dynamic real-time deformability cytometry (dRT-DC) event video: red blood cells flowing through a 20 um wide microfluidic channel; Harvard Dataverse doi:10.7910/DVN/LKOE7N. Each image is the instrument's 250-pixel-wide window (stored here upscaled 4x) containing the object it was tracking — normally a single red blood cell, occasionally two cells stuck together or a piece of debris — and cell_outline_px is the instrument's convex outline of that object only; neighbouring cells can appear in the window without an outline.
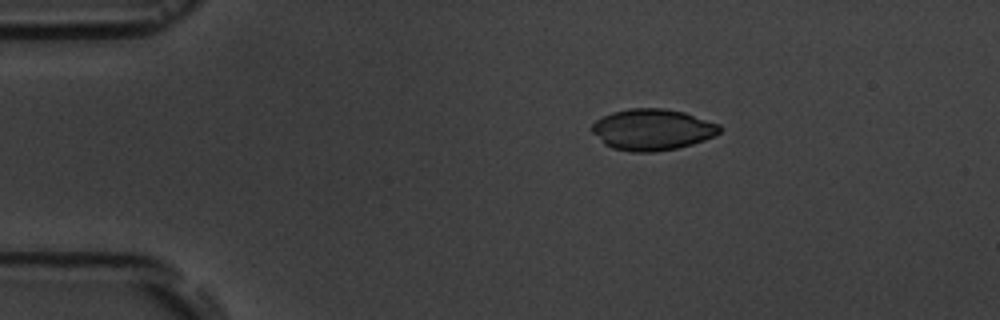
{"species": "common noctule bat (a hibernating species)", "species_latin": "Nyctalus noctula", "temperature_condition": "room temperature", "stored_images_in_passage": 4, "camera_frame_rate_fps": 3000, "um_per_image_px": 0.085, "animal": {"sex": "male", "body_mass_g": 19.5, "forearm_length_mm": 54.6}, "frame": {"image": 1, "passage_image": 1, "time_ms": 0.0, "image_size_px": [1000, 320], "cell_outline_px": [[724, 128], [716, 136], [692, 144], [676, 148], [656, 152], [632, 152], [612, 148], [604, 144], [592, 132], [592, 124], [596, 120], [612, 112], [628, 108], [664, 108], [684, 112], [720, 124]], "centroid_in_image_um": [55.47, 11.01], "position_along_channel_um": 29.5, "area_um2": 30.92}}